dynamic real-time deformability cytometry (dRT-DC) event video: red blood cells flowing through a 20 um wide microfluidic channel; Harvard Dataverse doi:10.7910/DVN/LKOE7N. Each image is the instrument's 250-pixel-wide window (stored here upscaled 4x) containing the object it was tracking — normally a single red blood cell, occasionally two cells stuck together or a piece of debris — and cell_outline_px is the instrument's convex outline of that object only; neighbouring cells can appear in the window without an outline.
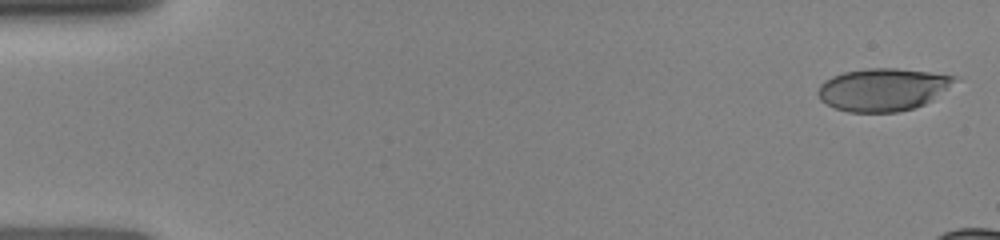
{"species": "human", "species_latin": "Homo sapiens", "temperature_condition": "room temperature", "stored_images_in_passage": 22, "camera_frame_rate_fps": 3000, "um_per_image_px": 0.085, "donor": {"sex": "female"}, "frame": {"image": 1, "passage_image": 1, "time_ms": 0.0, "image_size_px": [1000, 240], "cell_outline_px": [[960, 80], [932, 100], [924, 104], [912, 108], [896, 112], [848, 112], [836, 108], [820, 100], [816, 92], [820, 84], [824, 80], [832, 76], [844, 72], [868, 68], [896, 68], [928, 72], [956, 76]], "centroid_in_image_um": [75.05, 7.6], "position_along_channel_um": 10.0, "area_um2": 34.04}}